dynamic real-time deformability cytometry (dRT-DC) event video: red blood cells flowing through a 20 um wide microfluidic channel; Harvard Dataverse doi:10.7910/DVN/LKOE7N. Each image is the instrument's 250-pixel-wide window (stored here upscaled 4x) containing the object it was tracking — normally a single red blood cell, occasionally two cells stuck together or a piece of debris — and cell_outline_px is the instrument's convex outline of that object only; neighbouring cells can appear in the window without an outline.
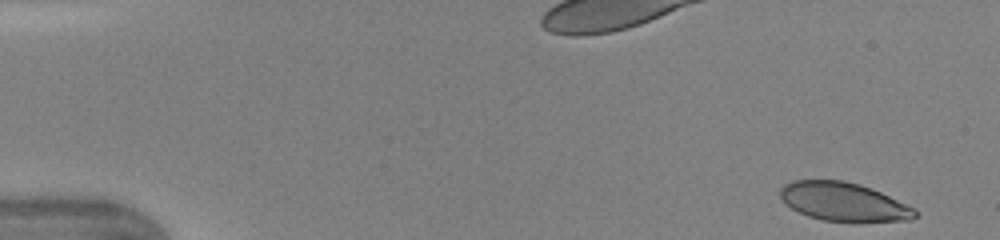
{"species": "human", "species_latin": "Homo sapiens", "temperature_condition": "warm", "stored_images_in_passage": 45, "camera_frame_rate_fps": 3000, "um_per_image_px": 0.085, "donor": {"sex": "female"}, "frame": {"image": 1, "passage_image": 1, "time_ms": 0.0, "image_size_px": [1000, 240], "cell_outline_px": [[916, 216], [912, 220], [820, 220], [808, 216], [792, 208], [780, 196], [780, 188], [784, 184], [792, 180], [840, 180], [860, 184], [880, 192], [916, 208]], "centroid_in_image_um": [71.69, 17.12], "position_along_channel_um": 13.3, "area_um2": 29.65}}
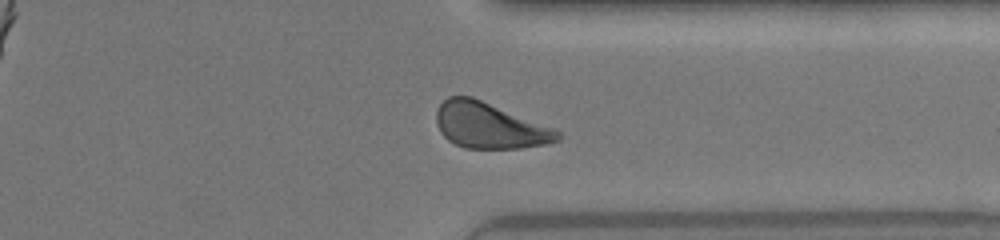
{"frame": {"image": 2, "passage_image": 35, "time_ms": 11.333, "image_size_px": [1000, 240], "cell_outline_px": [[560, 140], [544, 144], [520, 148], [464, 148], [448, 140], [440, 132], [436, 124], [436, 112], [440, 104], [448, 96], [472, 96], [556, 128], [560, 132]], "centroid_in_image_um": [41.61, 10.66], "position_along_channel_um": 369.8, "area_um2": 32.54}}
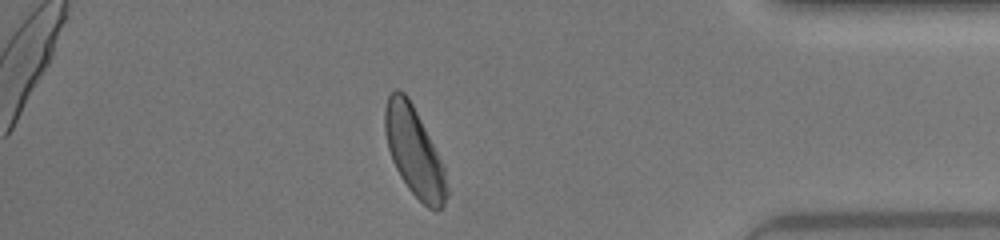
{"frame": {"image": 3, "passage_image": 39, "time_ms": 12.667, "image_size_px": [1000, 240], "cell_outline_px": [[448, 196], [444, 204], [440, 208], [428, 208], [408, 188], [400, 176], [392, 160], [388, 148], [384, 132], [384, 108], [388, 96], [396, 88], [404, 92], [408, 96], [444, 164], [448, 188]], "centroid_in_image_um": [35.2, 12.87], "position_along_channel_um": 400.0, "area_um2": 32.02}, "authors_computed_cell_mechanics": {"area_um2": 32.657, "velocity_mm_per_s": 4.35, "shape_relaxation_time_tau1_ms": 3.1867, "shape_relaxation_time_tau2_ms": 0.6646, "deformation_change_tau1": 0.1389, "deformation_change_tau2": 0.0505}}